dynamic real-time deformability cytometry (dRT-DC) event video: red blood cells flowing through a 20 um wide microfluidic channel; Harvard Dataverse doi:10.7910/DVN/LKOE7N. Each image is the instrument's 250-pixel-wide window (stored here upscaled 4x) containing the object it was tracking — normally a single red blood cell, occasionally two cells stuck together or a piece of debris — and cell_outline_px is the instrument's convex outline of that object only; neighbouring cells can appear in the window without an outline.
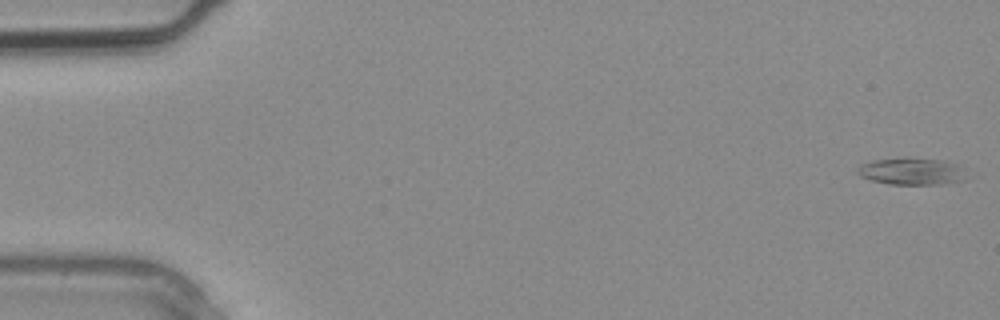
{"species": "common noctule bat (a hibernating species)", "species_latin": "Nyctalus noctula", "temperature_condition": "warm", "stored_images_in_passage": 3, "segment_of_instrument_passage": [2, 2], "camera_frame_rate_fps": 3000, "um_per_image_px": 0.085, "animal": {"sex": "male", "body_mass_g": 20.4}, "frame": {"image": 1, "passage_image": 3, "time_ms": 0.667, "image_size_px": [1000, 320], "cell_outline_px": [[964, 180], [940, 184], [888, 184], [872, 180], [860, 176], [856, 172], [856, 168], [860, 164], [872, 160], [944, 160], [960, 164]], "centroid_in_image_um": [77.45, 14.59], "position_along_channel_um": 7.6, "area_um2": 16.42}}